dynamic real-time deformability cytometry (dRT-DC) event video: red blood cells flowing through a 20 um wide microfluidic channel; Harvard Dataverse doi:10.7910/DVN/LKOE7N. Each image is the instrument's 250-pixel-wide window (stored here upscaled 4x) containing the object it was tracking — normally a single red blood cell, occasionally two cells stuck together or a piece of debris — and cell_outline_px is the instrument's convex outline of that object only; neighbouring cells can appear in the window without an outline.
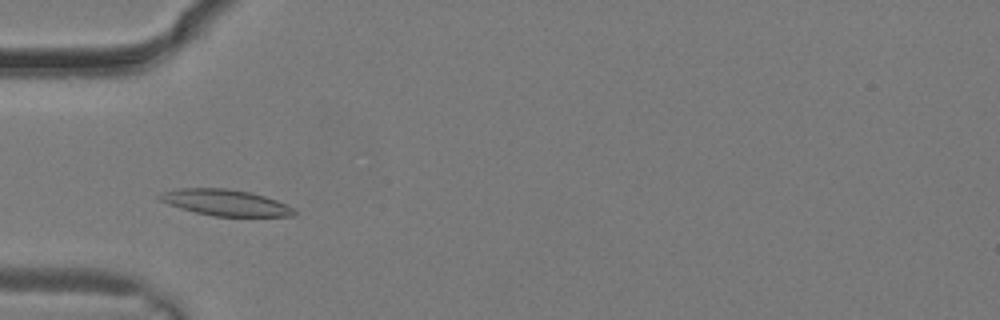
{"species": "common noctule bat (a hibernating species)", "species_latin": "Nyctalus noctula", "temperature_condition": "warm", "stored_images_in_passage": 10, "camera_frame_rate_fps": 3000, "um_per_image_px": 0.085, "animal": {"sex": "male", "body_mass_g": 19.2, "forearm_length_mm": 51.8}, "frame": {"image": 1, "passage_image": 5, "time_ms": 1.333, "image_size_px": [1000, 320], "cell_outline_px": [[296, 216], [212, 216], [180, 208], [168, 204], [160, 200], [156, 196], [164, 192], [176, 188], [224, 188], [252, 192], [288, 204], [296, 212]], "centroid_in_image_um": [19.17, 17.22], "position_along_channel_um": 65.8, "area_um2": 20.52}}
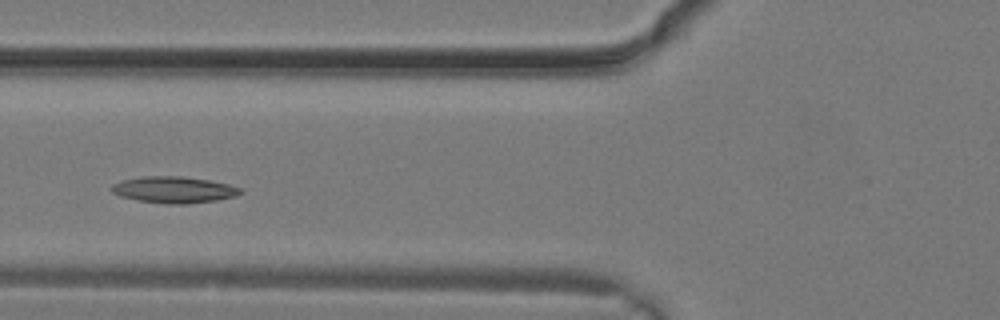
{"frame": {"image": 2, "passage_image": 7, "time_ms": 2.0, "image_size_px": [1000, 320], "cell_outline_px": [[244, 192], [236, 196], [216, 200], [188, 204], [168, 204], [140, 200], [120, 196], [112, 192], [108, 188], [112, 184], [120, 180], [144, 176], [184, 176], [208, 180], [228, 184], [240, 188]], "centroid_in_image_um": [14.76, 16.12], "position_along_channel_um": 111.0, "area_um2": 19.94}}
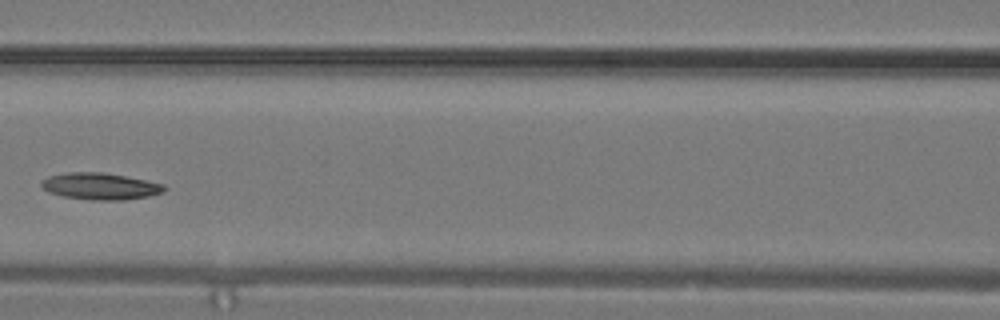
{"frame": {"image": 3, "passage_image": 9, "time_ms": 2.667, "image_size_px": [1000, 320], "cell_outline_px": [[168, 188], [164, 192], [148, 196], [120, 200], [92, 200], [64, 196], [48, 192], [40, 184], [48, 176], [68, 172], [104, 172], [164, 184]], "centroid_in_image_um": [8.54, 15.83], "position_along_channel_um": 158.1, "area_um2": 18.96}}